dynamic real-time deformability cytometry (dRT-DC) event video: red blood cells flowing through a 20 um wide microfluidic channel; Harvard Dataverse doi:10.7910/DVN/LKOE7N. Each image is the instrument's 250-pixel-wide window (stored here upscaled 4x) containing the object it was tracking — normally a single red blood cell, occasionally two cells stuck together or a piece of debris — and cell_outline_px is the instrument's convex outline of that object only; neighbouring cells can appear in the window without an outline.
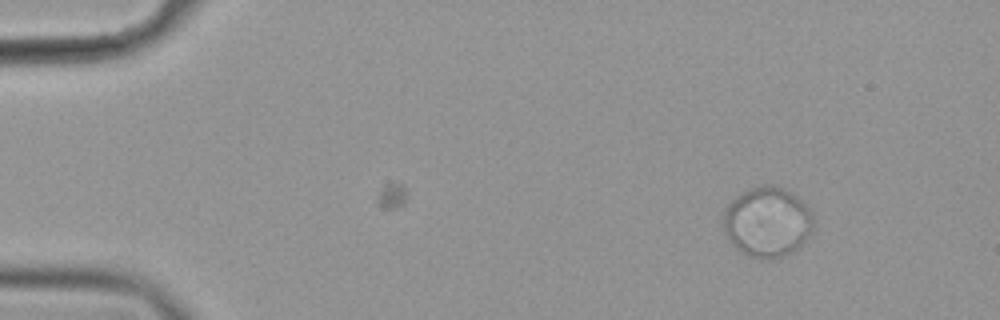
{"species": "common noctule bat (a hibernating species)", "species_latin": "Nyctalus noctula", "temperature_condition": "cold", "stored_images_in_passage": 45, "camera_frame_rate_fps": 3000, "um_per_image_px": 0.085, "animal": {"sex": "female", "body_mass_g": 19.9}, "frame": {"image": 1, "passage_image": 1, "time_ms": 0.0, "image_size_px": [1000, 320], "cell_outline_px": [[812, 228], [804, 240], [796, 248], [772, 260], [768, 260], [752, 256], [740, 252], [728, 240], [724, 228], [724, 208], [740, 192], [748, 188], [764, 184], [772, 184], [796, 196], [812, 212]], "centroid_in_image_um": [65.17, 18.85], "position_along_channel_um": 19.8, "area_um2": 36.36}}
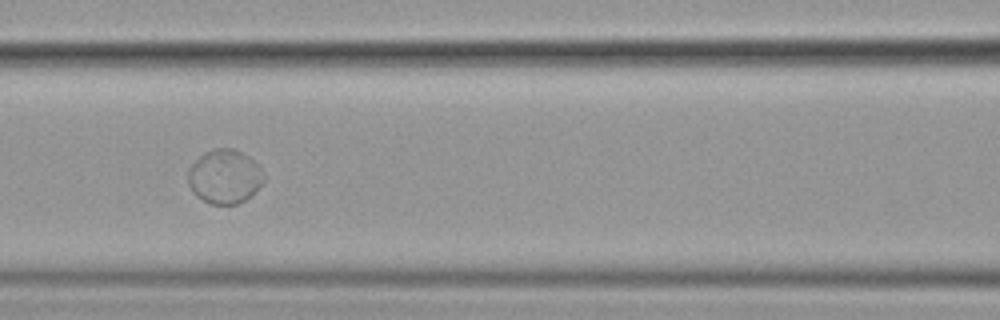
{"frame": {"image": 2, "passage_image": 20, "time_ms": 6.333, "image_size_px": [1000, 320], "cell_outline_px": [[264, 180], [244, 200], [236, 204], [208, 204], [196, 196], [192, 192], [188, 184], [188, 168], [204, 152], [216, 148], [232, 148], [248, 156], [260, 168]], "centroid_in_image_um": [19.03, 15.01], "position_along_channel_um": 147.6, "area_um2": 23.52}}
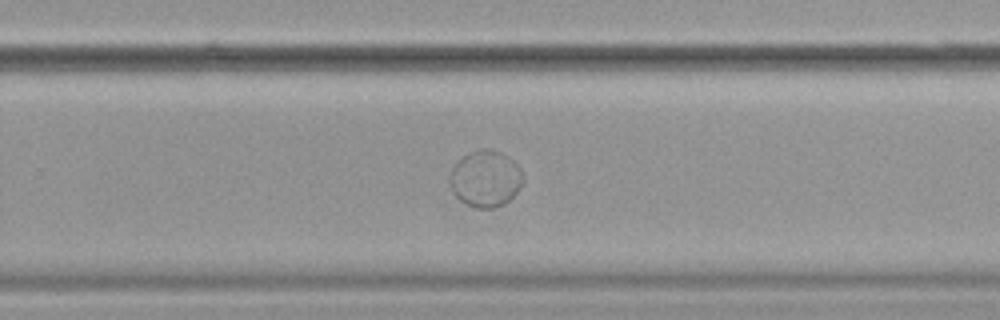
{"frame": {"image": 3, "passage_image": 32, "time_ms": 10.333, "image_size_px": [1000, 320], "cell_outline_px": [[524, 184], [504, 204], [496, 208], [476, 208], [460, 200], [452, 192], [452, 168], [464, 156], [476, 148], [492, 148], [508, 156], [520, 168], [524, 176]], "centroid_in_image_um": [41.32, 15.18], "position_along_channel_um": 288.5, "area_um2": 23.99}, "authors_computed_cell_mechanics": {"area_um2": 24.3916, "velocity_mm_per_s": 3.5359, "shape_relaxation_time_tau1_ms": 3.332, "shape_relaxation_time_tau2_ms": null, "deformation_change_tau1": 0.0159, "deformation_change_tau2": null}}